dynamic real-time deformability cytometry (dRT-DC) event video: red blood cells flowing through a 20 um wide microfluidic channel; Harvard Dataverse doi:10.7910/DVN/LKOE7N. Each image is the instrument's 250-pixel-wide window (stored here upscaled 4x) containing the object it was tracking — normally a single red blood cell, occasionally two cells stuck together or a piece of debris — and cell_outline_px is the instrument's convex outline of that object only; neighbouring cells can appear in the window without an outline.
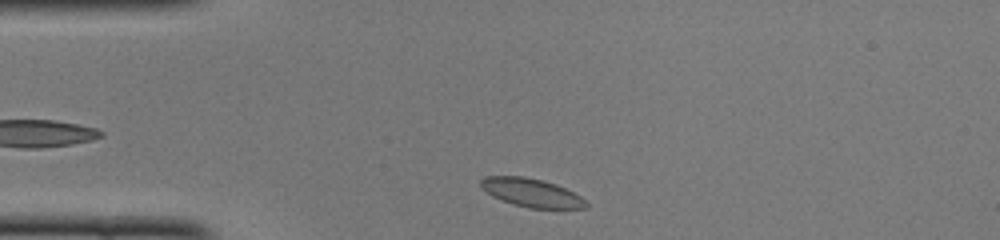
{"species": "common noctule bat (a hibernating species)", "species_latin": "Nyctalus noctula", "temperature_condition": "cold", "stored_images_in_passage": 39, "camera_frame_rate_fps": 3000, "um_per_image_px": 0.085, "animal": {"sex": "female", "body_mass_g": 22.0, "forearm_length_mm": 56.7}, "frame": {"image": 1, "passage_image": 1, "time_ms": 0.0, "image_size_px": [1000, 240], "cell_outline_px": [[588, 208], [528, 208], [512, 204], [492, 196], [480, 184], [480, 180], [484, 176], [524, 176], [544, 180], [556, 184], [580, 196], [588, 204]], "centroid_in_image_um": [45.17, 16.37], "position_along_channel_um": 39.8, "area_um2": 17.34}}
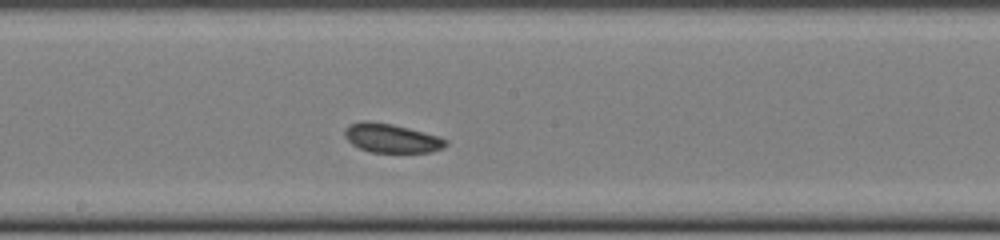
{"frame": {"image": 2, "passage_image": 16, "time_ms": 5.0, "image_size_px": [1000, 240], "cell_outline_px": [[448, 144], [444, 148], [432, 152], [368, 152], [352, 144], [344, 136], [344, 128], [348, 124], [360, 120], [368, 120], [392, 124], [440, 136], [448, 140]], "centroid_in_image_um": [33.27, 11.73], "position_along_channel_um": 214.9, "area_um2": 17.34}}
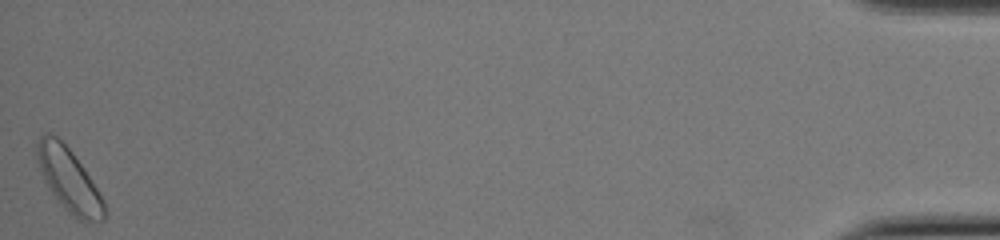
{"frame": {"image": 3, "passage_image": 39, "time_ms": 12.667, "image_size_px": [1000, 240], "cell_outline_px": [[104, 220], [84, 224], [76, 220], [64, 208], [52, 192], [44, 180], [36, 160], [36, 140], [44, 132], [48, 132], [56, 136], [72, 152], [104, 200]], "centroid_in_image_um": [5.83, 15.31], "position_along_channel_um": 429.4, "area_um2": 24.62}, "authors_computed_cell_mechanics": {"area_um2": 17.2822, "velocity_mm_per_s": 4.0181, "shape_relaxation_time_tau1_ms": 1.2175, "shape_relaxation_time_tau2_ms": 5.6954, "deformation_change_tau1": 0.044, "deformation_change_tau2": 0.1129}}